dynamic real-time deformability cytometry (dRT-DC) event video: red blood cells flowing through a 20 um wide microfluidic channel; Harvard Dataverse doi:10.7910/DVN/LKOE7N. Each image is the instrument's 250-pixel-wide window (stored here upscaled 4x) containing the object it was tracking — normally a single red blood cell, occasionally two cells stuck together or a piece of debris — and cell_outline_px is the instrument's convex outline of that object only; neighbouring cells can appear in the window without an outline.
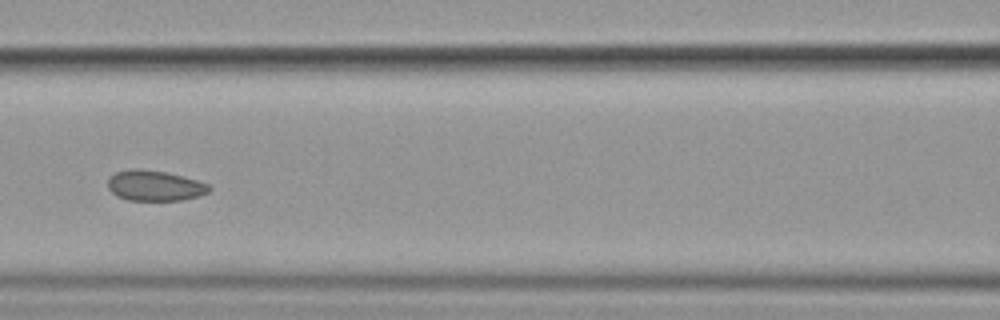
{"species": "common noctule bat (a hibernating species)", "species_latin": "Nyctalus noctula", "temperature_condition": "cold", "stored_images_in_passage": 16, "camera_frame_rate_fps": 3000, "um_per_image_px": 0.085, "animal": {"sex": "female", "body_mass_g": 19.9}, "frame": {"image": 1, "passage_image": 7, "time_ms": 8.0, "image_size_px": [1000, 320], "cell_outline_px": [[212, 188], [208, 192], [200, 196], [180, 200], [128, 200], [116, 196], [108, 188], [108, 180], [116, 172], [132, 168], [140, 168], [164, 172], [196, 180], [208, 184]], "centroid_in_image_um": [13.14, 15.78], "position_along_channel_um": 153.5, "area_um2": 17.86}}
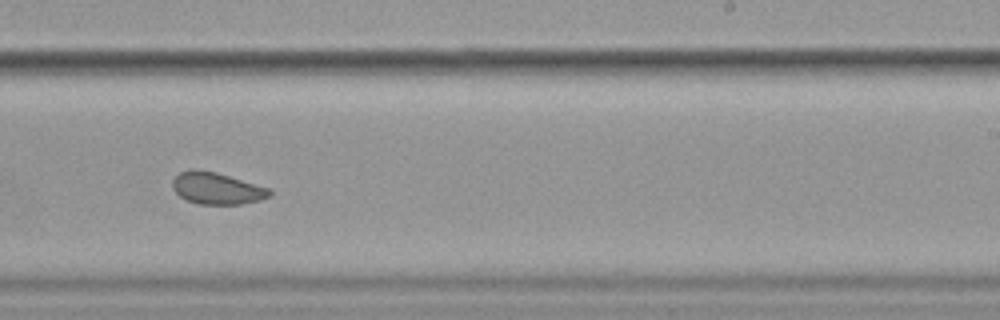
{"frame": {"image": 2, "passage_image": 10, "time_ms": 11.333, "image_size_px": [1000, 320], "cell_outline_px": [[272, 196], [260, 200], [240, 204], [200, 204], [188, 200], [180, 196], [172, 188], [172, 180], [180, 172], [192, 168], [196, 168], [216, 172], [268, 188], [272, 192]], "centroid_in_image_um": [18.41, 16.0], "position_along_channel_um": 270.6, "area_um2": 17.92}, "authors_computed_cell_mechanics": {"area_um2": 20.23, "velocity_mm_per_s": 3.5363, "shape_relaxation_time_tau1_ms": 2.867, "shape_relaxation_time_tau2_ms": 3.0922, "deformation_change_tau1": 0.0569, "deformation_change_tau2": 0.0485}}